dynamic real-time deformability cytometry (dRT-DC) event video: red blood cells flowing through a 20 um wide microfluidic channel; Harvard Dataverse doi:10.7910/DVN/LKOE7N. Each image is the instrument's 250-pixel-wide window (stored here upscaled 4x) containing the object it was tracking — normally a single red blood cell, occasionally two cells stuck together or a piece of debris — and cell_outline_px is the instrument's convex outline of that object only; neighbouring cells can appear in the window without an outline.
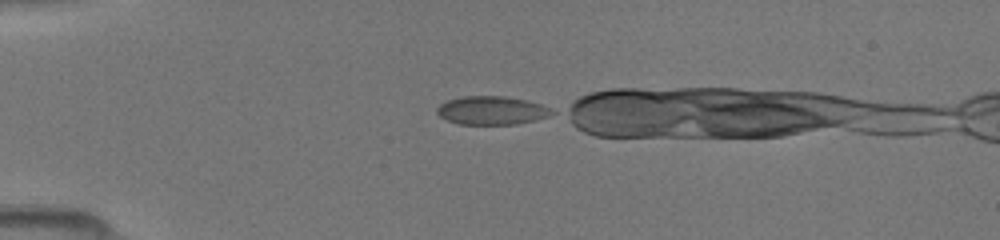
{"species": "common noctule bat (a hibernating species)", "species_latin": "Nyctalus noctula", "temperature_condition": "room temperature", "stored_images_in_passage": 28, "camera_frame_rate_fps": 3000, "um_per_image_px": 0.085, "animal": {"sex": "female", "body_mass_g": 19.5, "forearm_length_mm": 54.1}, "frame": {"image": 1, "passage_image": 1, "time_ms": 0.0, "image_size_px": [1000, 240], "cell_outline_px": [[556, 112], [548, 116], [536, 120], [516, 124], [456, 124], [440, 116], [436, 112], [436, 108], [440, 104], [448, 100], [464, 96], [504, 96], [524, 100], [540, 104]], "centroid_in_image_um": [41.77, 9.39], "position_along_channel_um": 43.2, "area_um2": 18.9}}
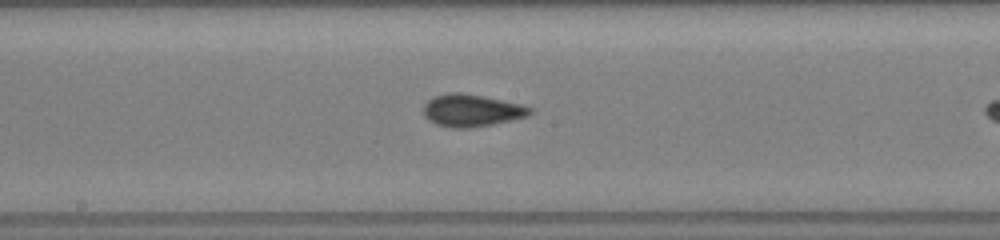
{"frame": {"image": 2, "passage_image": 15, "time_ms": 4.667, "image_size_px": [1000, 240], "cell_outline_px": [[532, 112], [528, 116], [492, 124], [468, 128], [448, 128], [436, 124], [428, 120], [424, 116], [424, 104], [432, 96], [448, 92], [460, 92], [484, 96], [520, 104], [532, 108]], "centroid_in_image_um": [40.04, 9.38], "position_along_channel_um": 208.2, "area_um2": 20.11}}
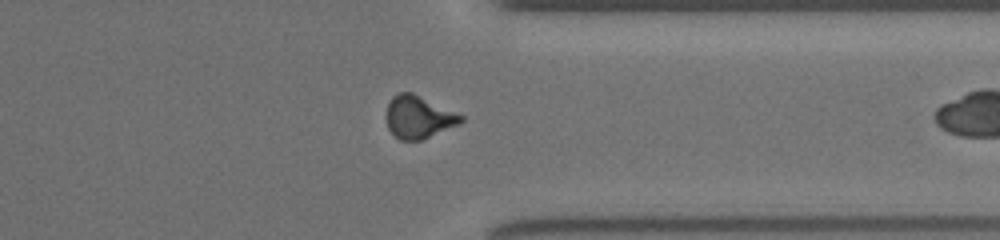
{"frame": {"image": 3, "passage_image": 27, "time_ms": 8.667, "image_size_px": [1000, 240], "cell_outline_px": [[464, 120], [460, 124], [420, 140], [400, 140], [388, 128], [388, 104], [392, 96], [400, 92], [412, 92], [464, 116]], "centroid_in_image_um": [35.6, 9.94], "position_along_channel_um": 375.8, "area_um2": 18.15}}